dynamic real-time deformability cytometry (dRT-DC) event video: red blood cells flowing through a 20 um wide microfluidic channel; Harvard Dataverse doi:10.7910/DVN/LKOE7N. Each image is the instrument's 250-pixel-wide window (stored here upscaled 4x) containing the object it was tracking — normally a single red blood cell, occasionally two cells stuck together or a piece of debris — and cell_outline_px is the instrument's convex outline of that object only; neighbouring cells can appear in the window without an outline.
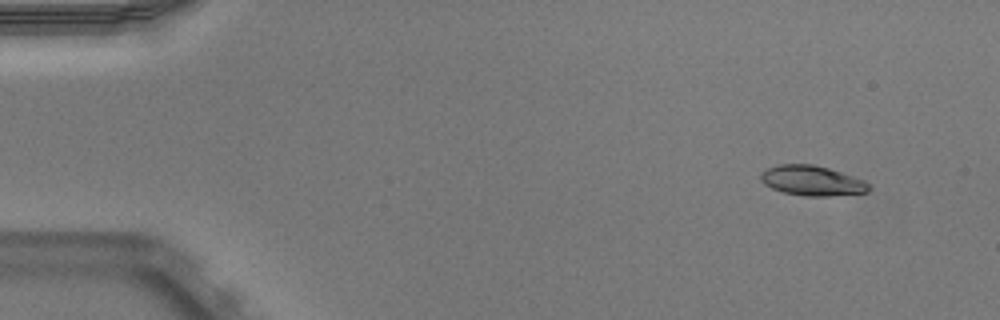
{"species": "Egyptian fruit bat (a non-hibernating species)", "species_latin": "Rousettus aegyptiacus", "temperature_condition": "warm", "stored_images_in_passage": 48, "camera_frame_rate_fps": 3000, "um_per_image_px": 0.085, "animal": {"sex": "male"}, "frame": {"image": 1, "passage_image": 1, "time_ms": 0.0, "image_size_px": [1000, 320], "cell_outline_px": [[872, 188], [868, 192], [828, 196], [804, 196], [784, 192], [772, 188], [764, 184], [760, 180], [760, 172], [768, 168], [780, 164], [812, 164], [828, 168], [864, 180], [872, 184]], "centroid_in_image_um": [69.04, 15.36], "position_along_channel_um": 16.0, "area_um2": 18.96}}
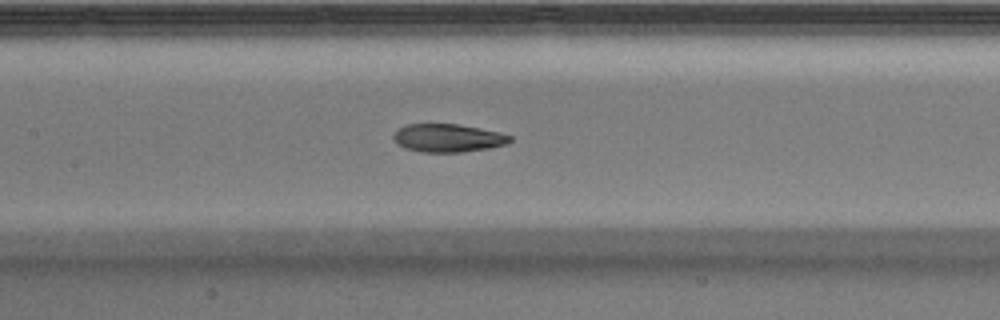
{"frame": {"image": 2, "passage_image": 21, "time_ms": 6.667, "image_size_px": [1000, 320], "cell_outline_px": [[512, 140], [504, 144], [488, 148], [460, 152], [424, 152], [404, 148], [396, 144], [392, 136], [400, 128], [408, 124], [456, 124], [480, 128], [512, 136]], "centroid_in_image_um": [38.03, 11.73], "position_along_channel_um": 169.4, "area_um2": 18.84}}
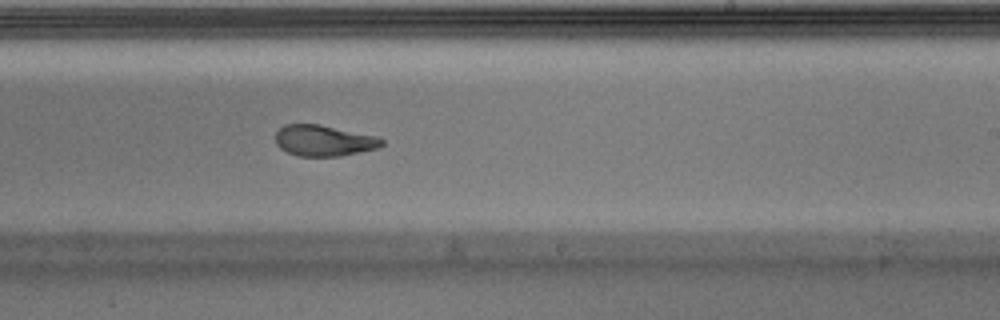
{"frame": {"image": 3, "passage_image": 28, "time_ms": 9.0, "image_size_px": [1000, 320], "cell_outline_px": [[384, 144], [380, 148], [340, 156], [300, 156], [288, 152], [280, 148], [276, 144], [276, 132], [284, 124], [320, 124], [376, 136], [384, 140]], "centroid_in_image_um": [27.54, 11.95], "position_along_channel_um": 261.5, "area_um2": 19.25}, "authors_computed_cell_mechanics": {"area_um2": 19.7965, "velocity_mm_per_s": 3.9565, "shape_relaxation_time_tau1_ms": null, "shape_relaxation_time_tau2_ms": 2.4049, "deformation_change_tau1": null, "deformation_change_tau2": 0.0959}}